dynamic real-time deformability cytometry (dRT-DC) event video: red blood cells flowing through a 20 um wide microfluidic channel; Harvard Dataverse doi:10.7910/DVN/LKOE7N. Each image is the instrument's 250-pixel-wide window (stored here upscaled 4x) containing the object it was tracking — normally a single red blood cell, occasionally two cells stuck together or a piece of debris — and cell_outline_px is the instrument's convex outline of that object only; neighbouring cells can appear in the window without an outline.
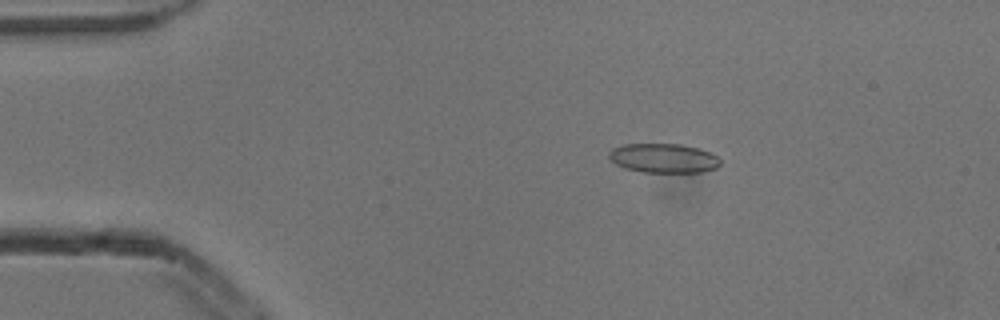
{"species": "common noctule bat (a hibernating species)", "species_latin": "Nyctalus noctula", "temperature_condition": "cold", "stored_images_in_passage": 8, "camera_frame_rate_fps": 3000, "um_per_image_px": 0.085, "animal": {"sex": "male", "body_mass_g": 13.3}, "frame": {"image": 1, "passage_image": 3, "time_ms": 0.667, "image_size_px": [1000, 320], "cell_outline_px": [[720, 164], [716, 168], [700, 172], [640, 172], [624, 168], [616, 164], [608, 156], [608, 152], [612, 148], [624, 144], [680, 144], [700, 148], [712, 152], [720, 160]], "centroid_in_image_um": [56.4, 13.44], "position_along_channel_um": 28.6, "area_um2": 19.13}}
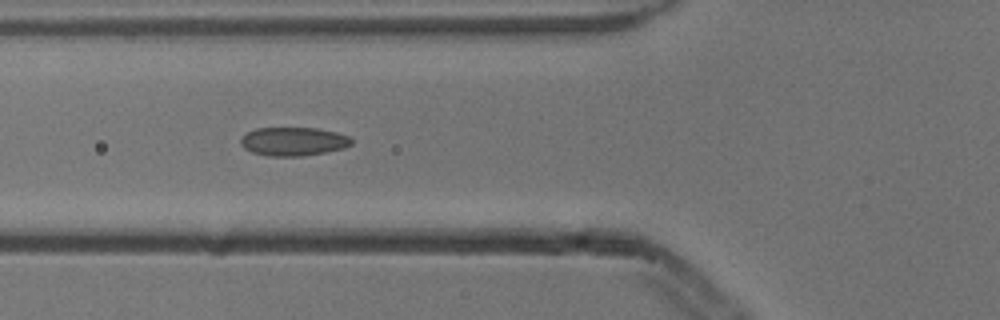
{"frame": {"image": 2, "passage_image": 6, "time_ms": 1.667, "image_size_px": [1000, 320], "cell_outline_px": [[352, 144], [344, 148], [304, 156], [268, 156], [252, 152], [244, 148], [240, 144], [240, 140], [248, 132], [256, 128], [316, 128], [336, 132], [348, 136], [352, 140]], "centroid_in_image_um": [24.93, 12.03], "position_along_channel_um": 100.9, "area_um2": 18.38}}
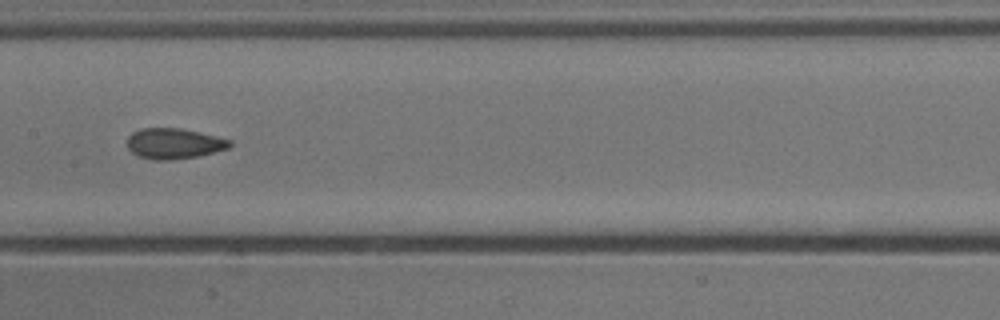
{"frame": {"image": 3, "passage_image": 8, "time_ms": 2.333, "image_size_px": [1000, 320], "cell_outline_px": [[232, 144], [228, 148], [200, 156], [172, 160], [152, 160], [140, 156], [132, 152], [128, 148], [128, 136], [132, 132], [140, 128], [180, 128], [232, 140]], "centroid_in_image_um": [14.78, 12.2], "position_along_channel_um": 192.6, "area_um2": 18.26}}